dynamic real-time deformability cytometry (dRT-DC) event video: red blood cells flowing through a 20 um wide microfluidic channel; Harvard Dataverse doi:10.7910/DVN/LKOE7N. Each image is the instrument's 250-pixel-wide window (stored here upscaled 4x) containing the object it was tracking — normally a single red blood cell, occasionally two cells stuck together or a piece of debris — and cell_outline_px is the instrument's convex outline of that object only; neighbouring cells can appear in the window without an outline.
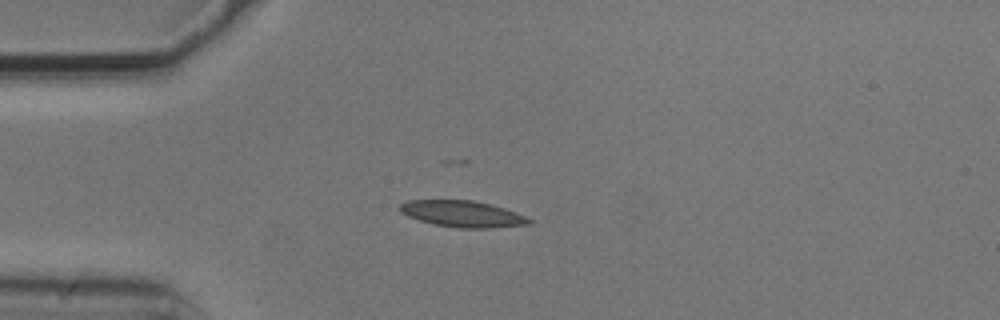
{"species": "common noctule bat (a hibernating species)", "species_latin": "Nyctalus noctula", "temperature_condition": "cold", "stored_images_in_passage": 6, "camera_frame_rate_fps": 3000, "um_per_image_px": 0.085, "animal": {"sex": "male", "body_mass_g": 20.5, "forearm_length_mm": 52.5}, "frame": {"image": 1, "passage_image": 3, "time_ms": 0.667, "image_size_px": [1000, 320], "cell_outline_px": [[532, 224], [488, 228], [460, 228], [436, 224], [420, 220], [408, 216], [400, 212], [396, 208], [400, 204], [408, 200], [472, 200], [504, 208], [524, 216], [532, 220]], "centroid_in_image_um": [39.27, 18.18], "position_along_channel_um": 45.7, "area_um2": 19.65}}
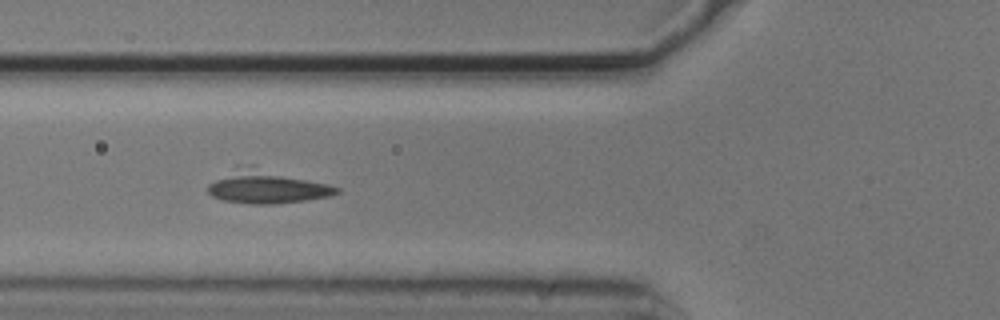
{"frame": {"image": 2, "passage_image": 5, "time_ms": 1.333, "image_size_px": [1000, 320], "cell_outline_px": [[340, 192], [332, 196], [276, 204], [252, 204], [224, 200], [212, 196], [208, 192], [208, 184], [236, 164], [252, 164], [328, 184], [340, 188]], "centroid_in_image_um": [22.64, 15.84], "position_along_channel_um": 103.2, "area_um2": 25.32}}
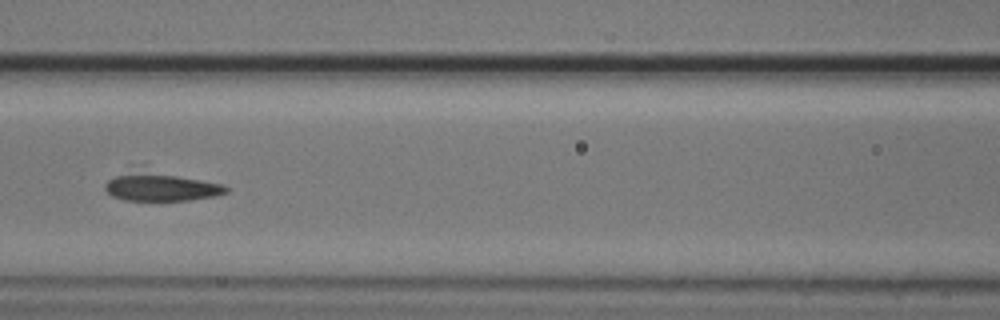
{"frame": {"image": 3, "passage_image": 6, "time_ms": 1.667, "image_size_px": [1000, 320], "cell_outline_px": [[228, 192], [216, 196], [188, 200], [124, 200], [112, 196], [104, 188], [104, 184], [108, 180], [128, 164], [224, 184], [228, 188]], "centroid_in_image_um": [13.56, 15.78], "position_along_channel_um": 153.0, "area_um2": 21.44}}